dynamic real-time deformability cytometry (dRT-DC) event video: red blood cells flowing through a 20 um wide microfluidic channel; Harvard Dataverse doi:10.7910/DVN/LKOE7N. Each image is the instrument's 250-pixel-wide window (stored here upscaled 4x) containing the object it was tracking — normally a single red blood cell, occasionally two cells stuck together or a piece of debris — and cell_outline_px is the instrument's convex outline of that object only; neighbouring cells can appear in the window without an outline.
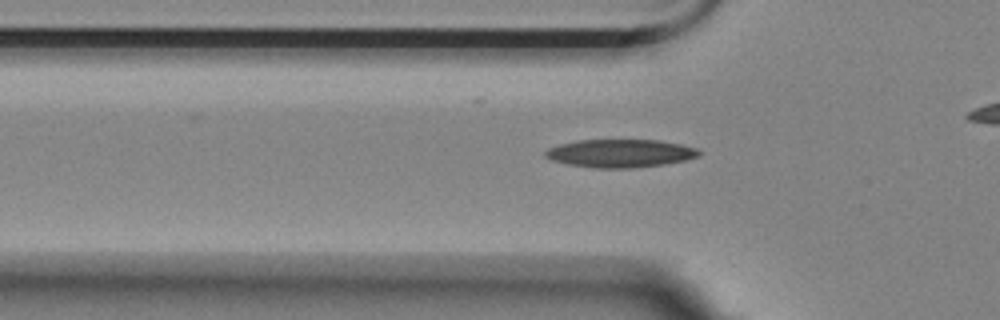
{"species": "Egyptian fruit bat (a non-hibernating species)", "species_latin": "Rousettus aegyptiacus", "temperature_condition": "room temperature", "stored_images_in_passage": 31, "camera_frame_rate_fps": 3000, "um_per_image_px": 0.085, "animal": {"sex": "female"}, "frame": {"image": 1, "passage_image": 3, "time_ms": 0.667, "image_size_px": [1000, 320], "cell_outline_px": [[700, 152], [696, 156], [684, 160], [664, 164], [632, 168], [596, 168], [568, 164], [552, 160], [544, 156], [544, 152], [548, 148], [560, 144], [580, 140], [660, 140], [680, 144], [696, 148]], "centroid_in_image_um": [52.68, 13.03], "position_along_channel_um": 73.1, "area_um2": 24.91}}
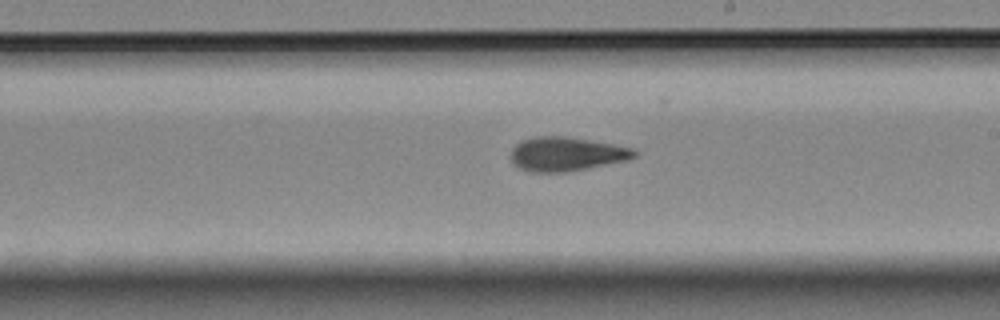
{"frame": {"image": 2, "passage_image": 17, "time_ms": 5.333, "image_size_px": [1000, 320], "cell_outline_px": [[636, 156], [628, 160], [588, 168], [564, 172], [528, 172], [520, 168], [512, 160], [512, 148], [516, 144], [524, 140], [536, 136], [564, 136], [632, 148], [636, 152]], "centroid_in_image_um": [48.13, 13.1], "position_along_channel_um": 240.9, "area_um2": 24.04}}
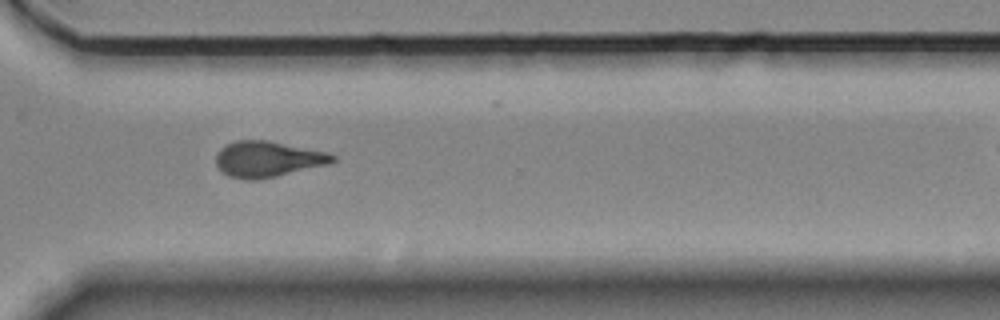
{"frame": {"image": 3, "passage_image": 26, "time_ms": 8.333, "image_size_px": [1000, 320], "cell_outline_px": [[336, 160], [328, 164], [276, 176], [256, 180], [244, 180], [228, 176], [216, 164], [216, 156], [220, 148], [236, 140], [268, 140], [328, 152], [336, 156]], "centroid_in_image_um": [22.76, 13.52], "position_along_channel_um": 347.8, "area_um2": 24.28}}